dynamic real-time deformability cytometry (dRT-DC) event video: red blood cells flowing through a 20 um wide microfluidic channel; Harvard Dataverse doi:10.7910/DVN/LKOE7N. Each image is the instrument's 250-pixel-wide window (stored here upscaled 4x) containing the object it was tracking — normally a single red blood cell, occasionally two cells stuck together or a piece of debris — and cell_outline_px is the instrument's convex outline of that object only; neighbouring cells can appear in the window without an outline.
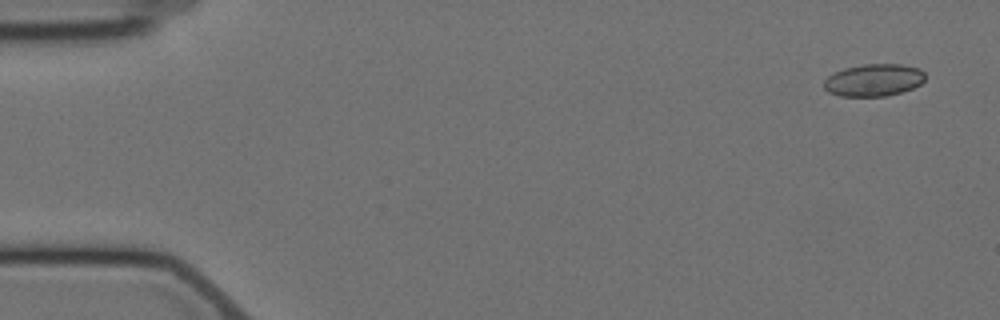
{"species": "Egyptian fruit bat (a non-hibernating species)", "species_latin": "Rousettus aegyptiacus", "temperature_condition": "cold", "stored_images_in_passage": 5, "camera_frame_rate_fps": 3000, "um_per_image_px": 0.085, "animal": {"sex": "female"}, "frame": {"image": 1, "passage_image": 1, "time_ms": 0.0, "image_size_px": [1000, 320], "cell_outline_px": [[924, 80], [920, 84], [912, 88], [900, 92], [884, 96], [840, 96], [828, 92], [824, 88], [824, 80], [832, 72], [844, 68], [864, 64], [900, 64], [920, 68], [924, 72]], "centroid_in_image_um": [74.24, 6.8], "position_along_channel_um": 10.8, "area_um2": 19.07}}
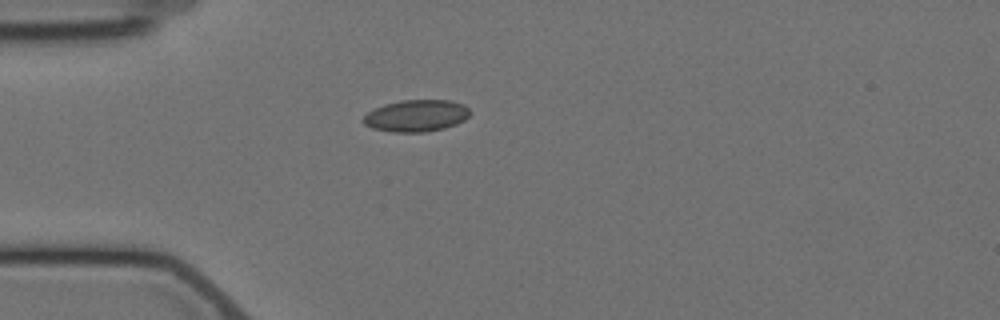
{"frame": {"image": 2, "passage_image": 5, "time_ms": 4.333, "image_size_px": [1000, 320], "cell_outline_px": [[468, 116], [464, 120], [456, 124], [444, 128], [424, 132], [392, 132], [372, 128], [364, 124], [360, 120], [368, 112], [384, 104], [400, 100], [448, 100], [464, 104], [468, 108]], "centroid_in_image_um": [35.35, 9.84], "position_along_channel_um": 49.7, "area_um2": 19.77}}